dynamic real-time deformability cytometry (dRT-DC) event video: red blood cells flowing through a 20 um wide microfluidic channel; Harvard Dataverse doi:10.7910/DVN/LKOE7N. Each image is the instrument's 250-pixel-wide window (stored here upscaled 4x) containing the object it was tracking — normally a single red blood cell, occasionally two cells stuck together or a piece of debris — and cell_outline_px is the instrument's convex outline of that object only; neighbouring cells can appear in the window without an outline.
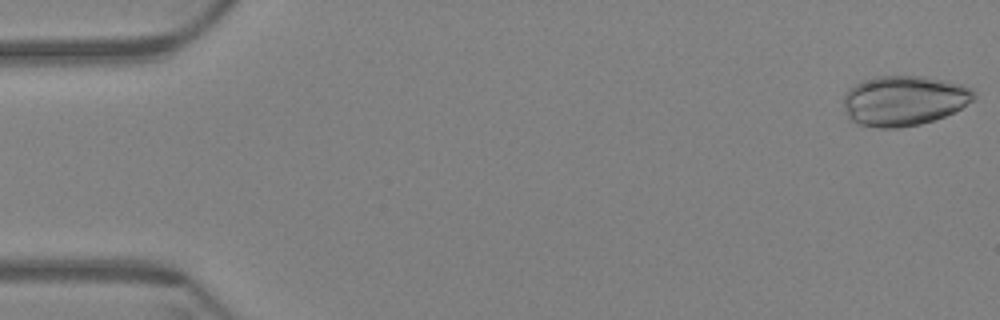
{"species": "Egyptian fruit bat (a non-hibernating species)", "species_latin": "Rousettus aegyptiacus", "temperature_condition": "warm", "stored_images_in_passage": 60, "camera_frame_rate_fps": 3000, "um_per_image_px": 0.085, "animal": {"sex": "female"}, "frame": {"image": 1, "passage_image": 1, "time_ms": 0.0, "image_size_px": [1000, 320], "cell_outline_px": [[976, 96], [972, 100], [960, 108], [944, 116], [920, 124], [900, 128], [876, 128], [860, 124], [848, 120], [844, 108], [844, 92], [848, 88], [860, 80], [876, 76], [928, 76], [964, 84], [972, 88], [976, 92]], "centroid_in_image_um": [76.8, 8.54], "position_along_channel_um": 8.2, "area_um2": 38.61}}
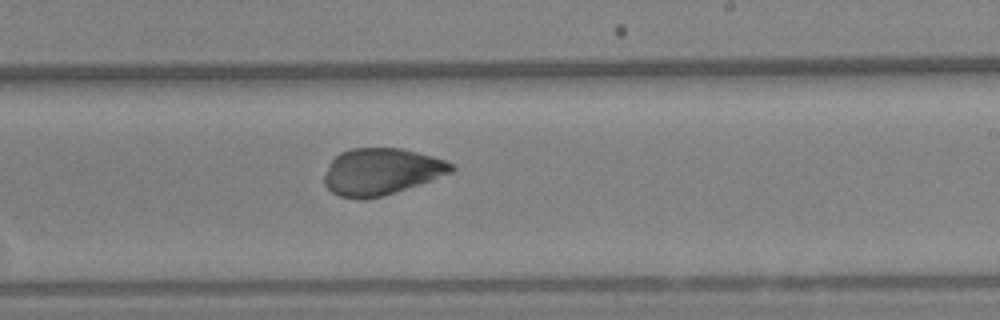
{"frame": {"image": 2, "passage_image": 36, "time_ms": 11.667, "image_size_px": [1000, 320], "cell_outline_px": [[456, 168], [452, 172], [432, 180], [384, 196], [364, 200], [340, 196], [332, 192], [324, 184], [324, 176], [332, 160], [340, 152], [352, 148], [404, 148], [432, 156], [444, 160], [452, 164]], "centroid_in_image_um": [32.42, 14.59], "position_along_channel_um": 256.6, "area_um2": 34.62}}
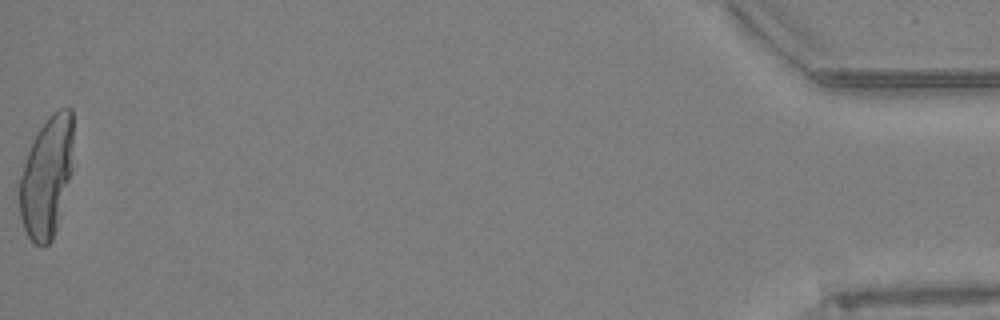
{"frame": {"image": 3, "passage_image": 60, "time_ms": 19.667, "image_size_px": [1000, 320], "cell_outline_px": [[72, 172], [56, 228], [52, 240], [44, 248], [40, 248], [28, 236], [24, 228], [20, 216], [16, 188], [28, 152], [40, 128], [48, 116], [52, 112], [60, 108], [72, 108]], "centroid_in_image_um": [3.94, 15.07], "position_along_channel_um": 431.3, "area_um2": 38.15}}